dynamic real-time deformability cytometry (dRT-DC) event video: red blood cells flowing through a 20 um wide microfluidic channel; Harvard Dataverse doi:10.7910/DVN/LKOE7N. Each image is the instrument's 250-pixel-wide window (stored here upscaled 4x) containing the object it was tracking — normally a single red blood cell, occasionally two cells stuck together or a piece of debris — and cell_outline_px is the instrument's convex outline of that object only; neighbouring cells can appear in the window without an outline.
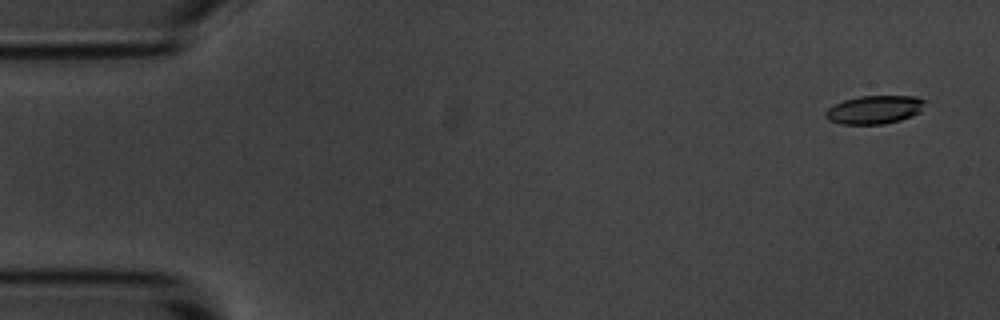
{"species": "common noctule bat (a hibernating species)", "species_latin": "Nyctalus noctula", "temperature_condition": "room temperature", "stored_images_in_passage": 5, "camera_frame_rate_fps": 3000, "um_per_image_px": 0.085, "animal": {"sex": "male", "body_mass_g": 20.1, "forearm_length_mm": 53.5}, "frame": {"image": 1, "passage_image": 1, "time_ms": 0.0, "image_size_px": [1000, 320], "cell_outline_px": [[928, 100], [920, 112], [912, 116], [900, 120], [884, 124], [840, 124], [828, 120], [824, 116], [824, 112], [832, 104], [844, 100], [860, 96], [916, 96]], "centroid_in_image_um": [74.33, 9.32], "position_along_channel_um": 10.7, "area_um2": 16.7}}
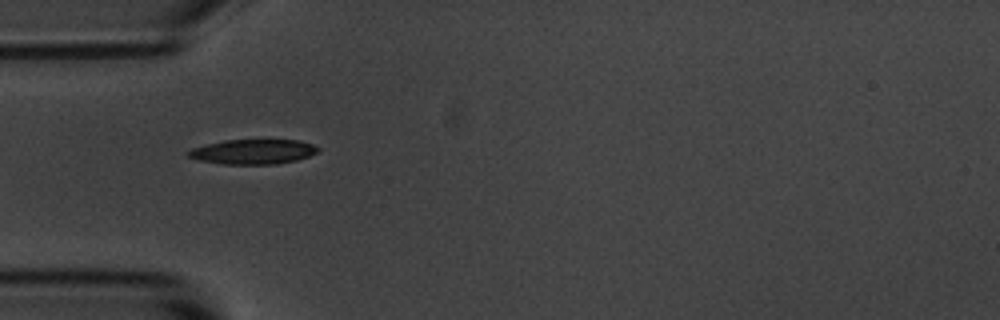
{"frame": {"image": 2, "passage_image": 5, "time_ms": 4.667, "image_size_px": [1000, 320], "cell_outline_px": [[320, 152], [296, 160], [276, 164], [220, 164], [200, 160], [188, 156], [184, 152], [188, 148], [224, 140], [300, 140], [312, 144], [320, 148]], "centroid_in_image_um": [21.48, 12.89], "position_along_channel_um": 63.5, "area_um2": 18.96}}